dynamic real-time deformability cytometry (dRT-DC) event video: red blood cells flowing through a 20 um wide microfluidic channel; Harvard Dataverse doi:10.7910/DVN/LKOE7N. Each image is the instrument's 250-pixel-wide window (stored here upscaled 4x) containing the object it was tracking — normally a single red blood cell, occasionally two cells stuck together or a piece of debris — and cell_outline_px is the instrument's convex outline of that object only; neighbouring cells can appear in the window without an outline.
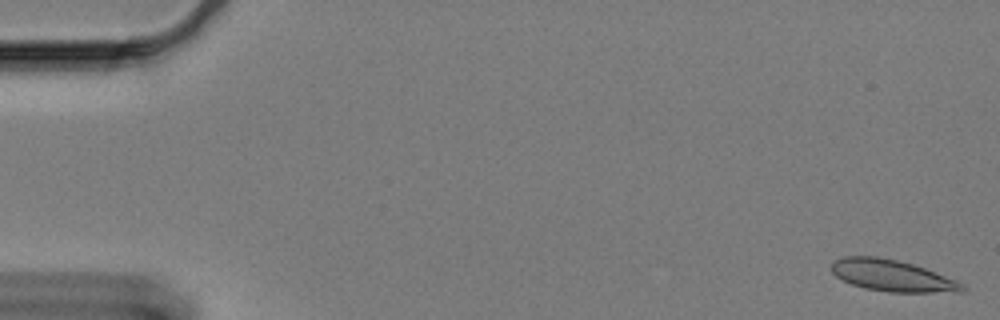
{"species": "Egyptian fruit bat (a non-hibernating species)", "species_latin": "Rousettus aegyptiacus", "temperature_condition": "cold", "stored_images_in_passage": 14, "camera_frame_rate_fps": 3000, "um_per_image_px": 0.085, "animal": {"sex": "female"}, "frame": {"image": 1, "passage_image": 1, "time_ms": 0.0, "image_size_px": [1000, 320], "cell_outline_px": [[968, 288], [964, 292], [888, 292], [864, 288], [852, 284], [836, 276], [832, 272], [832, 260], [844, 256], [876, 256], [896, 260], [912, 264], [924, 268], [956, 280], [964, 284]], "centroid_in_image_um": [75.84, 23.43], "position_along_channel_um": 9.2, "area_um2": 23.99}}